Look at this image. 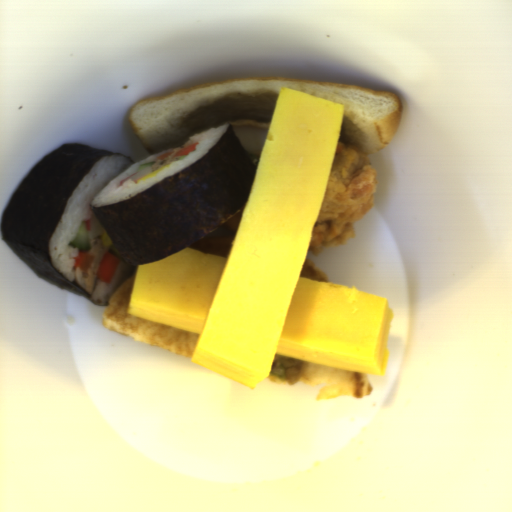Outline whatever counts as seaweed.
Here are the masks:
<instances>
[{"mask_svg":"<svg viewBox=\"0 0 512 512\" xmlns=\"http://www.w3.org/2000/svg\"><path fill=\"white\" fill-rule=\"evenodd\" d=\"M227 124L211 150L186 168L125 201L90 204L124 263L174 255L244 209L257 169Z\"/></svg>","mask_w":512,"mask_h":512,"instance_id":"seaweed-1","label":"seaweed"},{"mask_svg":"<svg viewBox=\"0 0 512 512\" xmlns=\"http://www.w3.org/2000/svg\"><path fill=\"white\" fill-rule=\"evenodd\" d=\"M122 155L81 143H65L43 156L10 196L1 216V235L13 253L33 272L97 305L74 280L58 271L50 257V240L67 203L84 177L105 156Z\"/></svg>","mask_w":512,"mask_h":512,"instance_id":"seaweed-2","label":"seaweed"}]
</instances>
